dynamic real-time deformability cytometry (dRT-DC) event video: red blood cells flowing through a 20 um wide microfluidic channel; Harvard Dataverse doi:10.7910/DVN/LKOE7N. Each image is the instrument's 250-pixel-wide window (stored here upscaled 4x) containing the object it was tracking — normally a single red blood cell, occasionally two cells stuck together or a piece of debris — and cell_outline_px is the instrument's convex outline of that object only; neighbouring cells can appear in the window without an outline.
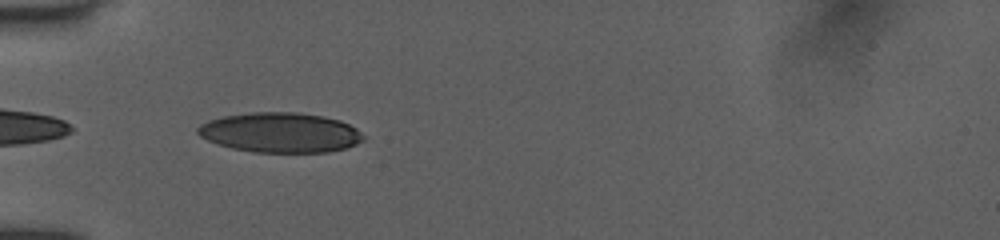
{"species": "human", "species_latin": "Homo sapiens", "temperature_condition": "room temperature", "stored_images_in_passage": 45, "camera_frame_rate_fps": 3000, "um_per_image_px": 0.085, "donor": {"sex": "female"}, "frame": {"image": 1, "passage_image": 3, "time_ms": 0.333, "image_size_px": [1000, 240], "cell_outline_px": [[364, 140], [348, 148], [328, 152], [252, 152], [232, 148], [208, 140], [200, 136], [196, 132], [196, 128], [200, 124], [208, 120], [224, 116], [252, 112], [296, 112], [324, 116], [340, 120], [356, 128], [364, 136]], "centroid_in_image_um": [23.83, 11.26], "position_along_channel_um": 61.2, "area_um2": 38.61}}
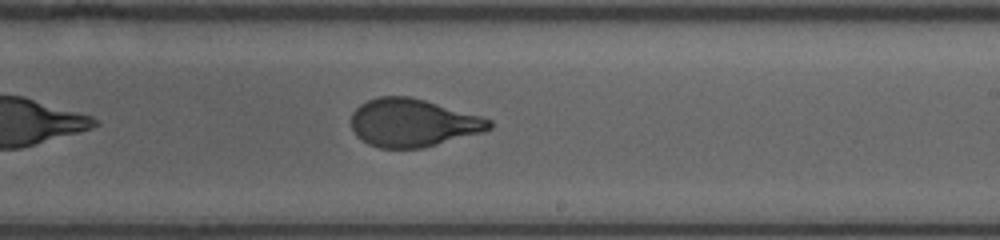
{"frame": {"image": 2, "passage_image": 27, "time_ms": 5.333, "image_size_px": [1000, 240], "cell_outline_px": [[492, 128], [484, 132], [420, 148], [380, 148], [368, 144], [356, 136], [352, 128], [352, 112], [360, 104], [368, 100], [380, 96], [412, 96], [480, 116], [492, 120]], "centroid_in_image_um": [35.08, 10.43], "position_along_channel_um": 253.9, "area_um2": 38.49}}
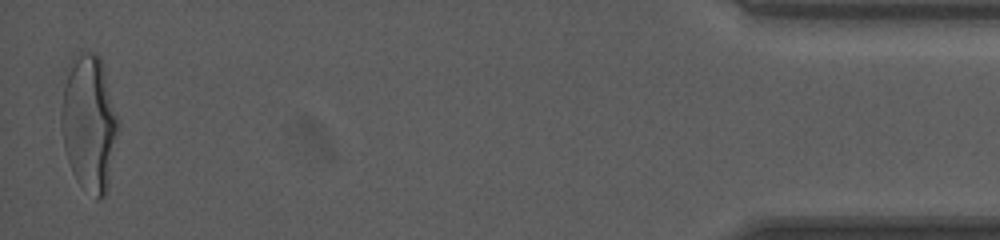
{"frame": {"image": 3, "passage_image": 45, "time_ms": 11.667, "image_size_px": [1000, 240], "cell_outline_px": [[120, 128], [108, 192], [100, 200], [96, 200], [80, 184], [68, 160], [64, 148], [60, 124], [60, 112], [64, 68], [72, 56], [76, 52], [96, 52], [100, 56], [104, 64], [120, 120]], "centroid_in_image_um": [7.59, 10.38], "position_along_channel_um": 427.6, "area_um2": 47.28}, "authors_computed_cell_mechanics": {"area_um2": 39.9398, "velocity_mm_per_s": 4.0026, "shape_relaxation_time_tau1_ms": 4.2609, "shape_relaxation_time_tau2_ms": null, "deformation_change_tau1": 0.1887, "deformation_change_tau2": null}}